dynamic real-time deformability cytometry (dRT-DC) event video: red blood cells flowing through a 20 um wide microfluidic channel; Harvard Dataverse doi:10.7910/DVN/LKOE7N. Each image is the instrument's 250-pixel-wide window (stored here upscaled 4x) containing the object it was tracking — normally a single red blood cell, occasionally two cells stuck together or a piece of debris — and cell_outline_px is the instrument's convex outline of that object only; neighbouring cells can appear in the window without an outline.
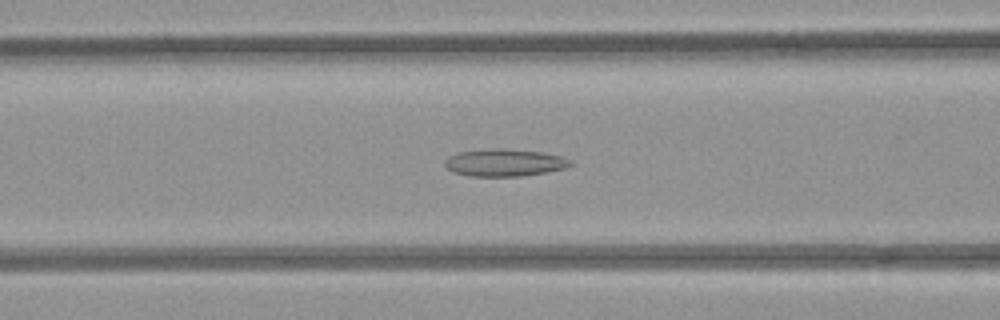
{"species": "common noctule bat (a hibernating species)", "species_latin": "Nyctalus noctula", "temperature_condition": "room temperature", "stored_images_in_passage": 36, "camera_frame_rate_fps": 3000, "um_per_image_px": 0.085, "animal": {"sex": "female", "body_mass_g": 21.9}, "frame": {"image": 1, "passage_image": 6, "time_ms": 1.667, "image_size_px": [1000, 320], "cell_outline_px": [[576, 164], [564, 168], [544, 172], [520, 176], [468, 176], [452, 172], [444, 164], [444, 160], [448, 156], [456, 152], [496, 148], [500, 148], [540, 152], [560, 156], [572, 160]], "centroid_in_image_um": [42.85, 13.82], "position_along_channel_um": 123.7, "area_um2": 20.0}}
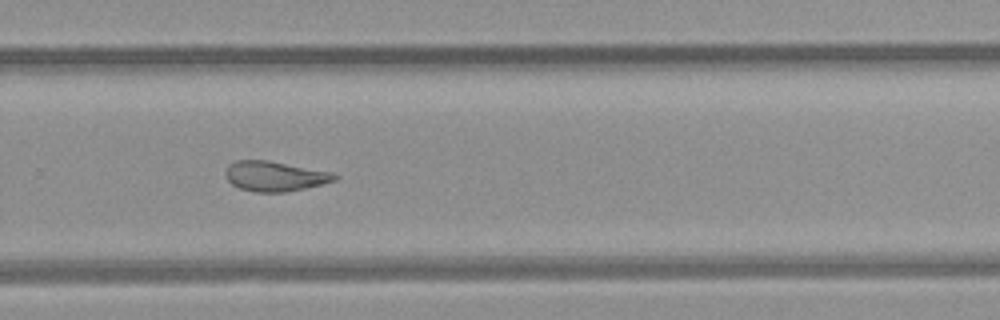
{"frame": {"image": 2, "passage_image": 20, "time_ms": 6.333, "image_size_px": [1000, 320], "cell_outline_px": [[340, 176], [336, 180], [304, 188], [284, 192], [256, 192], [240, 188], [232, 184], [228, 180], [228, 164], [236, 160], [268, 160], [332, 172]], "centroid_in_image_um": [23.39, 14.97], "position_along_channel_um": 306.4, "area_um2": 18.79}}
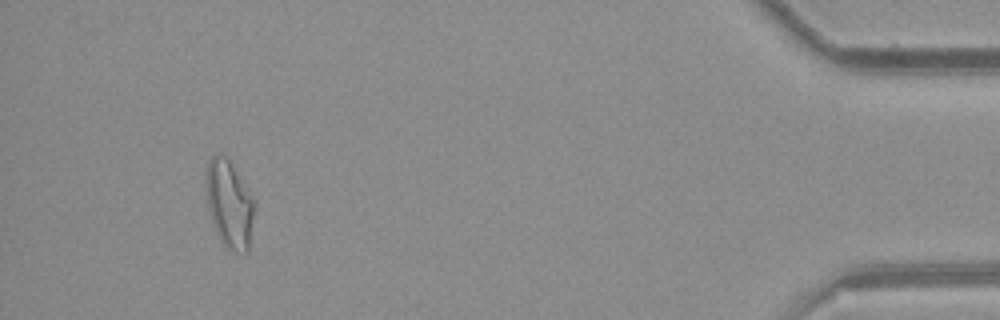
{"frame": {"image": 3, "passage_image": 34, "time_ms": 11.0, "image_size_px": [1000, 320], "cell_outline_px": [[252, 216], [248, 252], [236, 252], [224, 248], [212, 224], [208, 208], [208, 160], [212, 156], [220, 152], [228, 160], [252, 196]], "centroid_in_image_um": [19.47, 17.4], "position_along_channel_um": 415.7, "area_um2": 23.64}}